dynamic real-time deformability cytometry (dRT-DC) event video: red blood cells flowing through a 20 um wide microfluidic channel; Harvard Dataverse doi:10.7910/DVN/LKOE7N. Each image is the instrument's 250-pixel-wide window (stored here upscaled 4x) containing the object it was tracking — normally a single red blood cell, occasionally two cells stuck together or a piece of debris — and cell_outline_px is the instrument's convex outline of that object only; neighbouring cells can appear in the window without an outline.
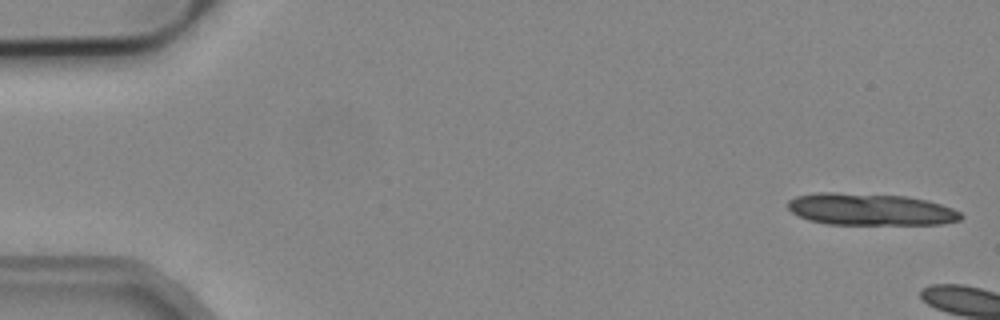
{"species": "common noctule bat (a hibernating species)", "species_latin": "Nyctalus noctula", "temperature_condition": "cold", "stored_images_in_passage": 2, "camera_frame_rate_fps": 3000, "um_per_image_px": 0.085, "animal": {"sex": "male", "body_mass_g": 19.2, "forearm_length_mm": 51.8}, "frame": {"image": 1, "passage_image": 1, "time_ms": 0.0, "image_size_px": [1000, 320], "cell_outline_px": [[964, 216], [960, 220], [940, 224], [828, 224], [808, 220], [792, 212], [788, 208], [788, 200], [796, 196], [816, 192], [832, 192], [908, 196], [928, 200], [952, 208], [960, 212]], "centroid_in_image_um": [73.98, 17.79], "position_along_channel_um": 11.0, "area_um2": 32.25}}